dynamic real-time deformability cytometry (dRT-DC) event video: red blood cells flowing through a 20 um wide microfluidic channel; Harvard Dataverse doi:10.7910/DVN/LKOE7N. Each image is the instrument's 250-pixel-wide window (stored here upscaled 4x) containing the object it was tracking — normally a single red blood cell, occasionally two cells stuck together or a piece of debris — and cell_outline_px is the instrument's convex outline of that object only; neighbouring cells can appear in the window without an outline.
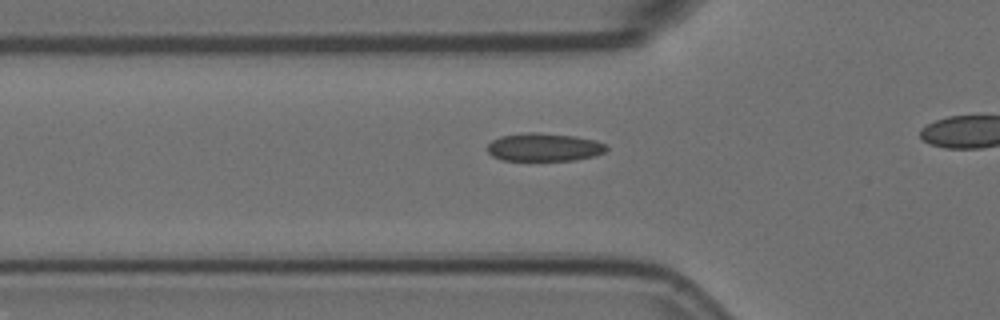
{"species": "Egyptian fruit bat (a non-hibernating species)", "species_latin": "Rousettus aegyptiacus", "temperature_condition": "room temperature", "stored_images_in_passage": 40, "camera_frame_rate_fps": 3000, "um_per_image_px": 0.085, "animal": {"sex": "female"}, "frame": {"image": 1, "passage_image": 14, "time_ms": 4.333, "image_size_px": [1000, 320], "cell_outline_px": [[608, 148], [604, 152], [592, 156], [576, 160], [500, 160], [492, 156], [488, 152], [488, 144], [492, 140], [500, 136], [528, 132], [536, 132], [572, 136], [596, 140], [604, 144]], "centroid_in_image_um": [46.21, 12.51], "position_along_channel_um": 79.6, "area_um2": 19.36}}
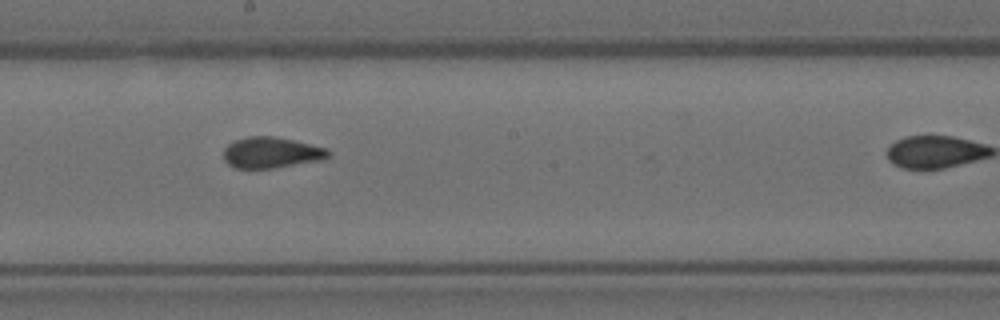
{"frame": {"image": 2, "passage_image": 26, "time_ms": 8.333, "image_size_px": [1000, 320], "cell_outline_px": [[332, 152], [324, 160], [272, 168], [236, 168], [228, 164], [224, 160], [224, 148], [228, 144], [236, 140], [248, 136], [276, 136], [328, 148]], "centroid_in_image_um": [23.09, 12.97], "position_along_channel_um": 225.1, "area_um2": 19.02}}
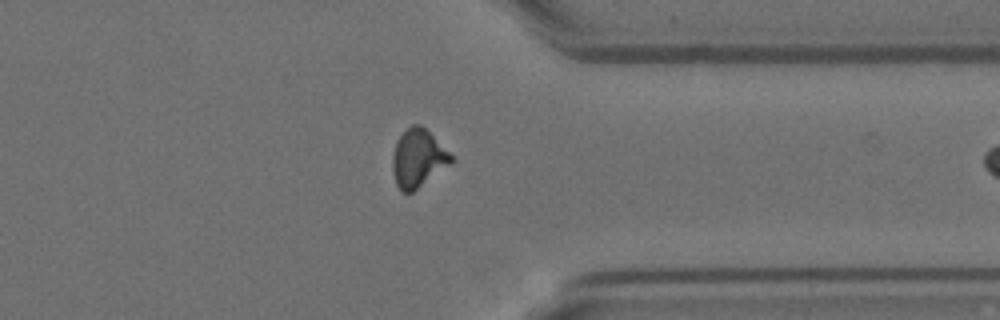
{"frame": {"image": 3, "passage_image": 39, "time_ms": 12.667, "image_size_px": [1000, 320], "cell_outline_px": [[456, 160], [452, 164], [412, 192], [400, 192], [396, 184], [392, 172], [392, 156], [396, 144], [400, 136], [412, 124], [420, 124]], "centroid_in_image_um": [35.53, 13.5], "position_along_channel_um": 375.9, "area_um2": 19.59}}